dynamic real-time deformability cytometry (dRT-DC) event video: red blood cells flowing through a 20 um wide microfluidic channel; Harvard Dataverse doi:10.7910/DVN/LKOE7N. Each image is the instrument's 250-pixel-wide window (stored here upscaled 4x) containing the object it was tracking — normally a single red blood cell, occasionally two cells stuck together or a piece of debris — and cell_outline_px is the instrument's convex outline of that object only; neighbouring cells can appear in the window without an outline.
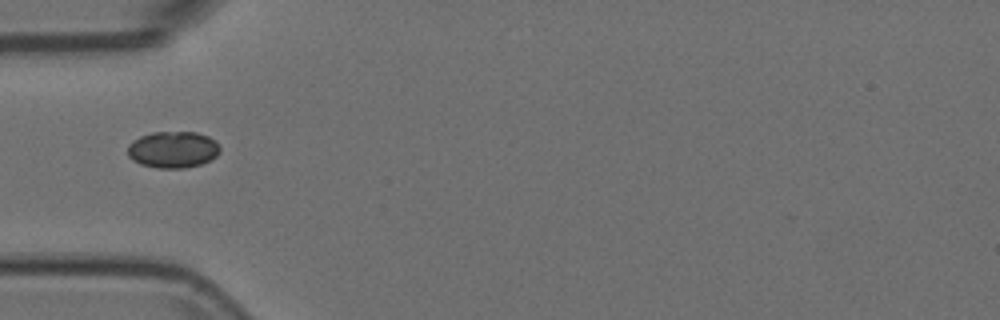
{"species": "Egyptian fruit bat (a non-hibernating species)", "species_latin": "Rousettus aegyptiacus", "temperature_condition": "room temperature", "stored_images_in_passage": 12, "camera_frame_rate_fps": 3000, "um_per_image_px": 0.085, "animal": {"sex": "female"}, "frame": {"image": 1, "passage_image": 1, "time_ms": 0.0, "image_size_px": [1000, 320], "cell_outline_px": [[220, 152], [216, 156], [200, 164], [184, 168], [156, 168], [140, 164], [132, 160], [128, 156], [128, 144], [132, 140], [140, 136], [152, 132], [196, 132], [208, 136], [216, 140], [220, 144]], "centroid_in_image_um": [14.69, 12.71], "position_along_channel_um": 70.3, "area_um2": 19.88}}
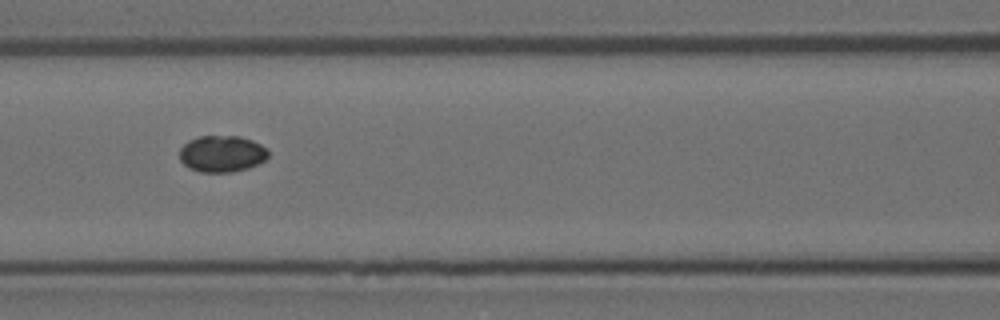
{"frame": {"image": 2, "passage_image": 7, "time_ms": 2.0, "image_size_px": [1000, 320], "cell_outline_px": [[268, 156], [264, 160], [248, 168], [232, 172], [200, 172], [188, 168], [180, 160], [180, 148], [188, 140], [200, 136], [240, 136], [252, 140], [268, 148]], "centroid_in_image_um": [18.85, 13.07], "position_along_channel_um": 147.7, "area_um2": 18.96}}
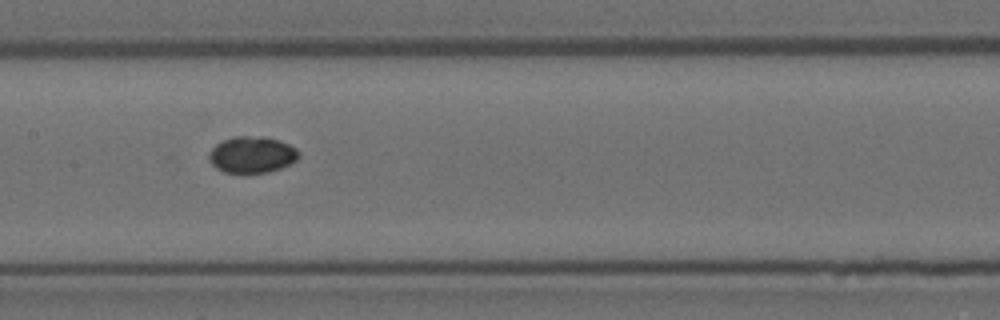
{"frame": {"image": 3, "passage_image": 10, "time_ms": 3.0, "image_size_px": [1000, 320], "cell_outline_px": [[300, 156], [296, 160], [280, 168], [268, 172], [224, 172], [216, 168], [212, 164], [208, 156], [212, 148], [216, 144], [224, 140], [236, 136], [264, 136], [280, 140], [296, 148], [300, 152]], "centroid_in_image_um": [21.43, 13.13], "position_along_channel_um": 186.0, "area_um2": 18.96}}